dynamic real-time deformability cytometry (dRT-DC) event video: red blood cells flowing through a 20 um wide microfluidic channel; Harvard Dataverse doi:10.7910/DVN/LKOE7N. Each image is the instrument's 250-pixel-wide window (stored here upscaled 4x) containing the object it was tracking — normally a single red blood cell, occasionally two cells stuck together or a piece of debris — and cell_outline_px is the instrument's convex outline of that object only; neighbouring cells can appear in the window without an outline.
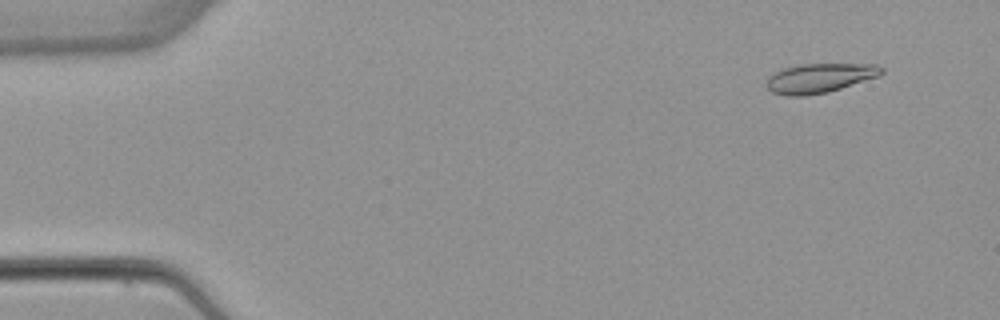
{"species": "common noctule bat (a hibernating species)", "species_latin": "Nyctalus noctula", "temperature_condition": "warm", "stored_images_in_passage": 4, "camera_frame_rate_fps": 3000, "um_per_image_px": 0.085, "animal": {"sex": "female", "body_mass_g": 22.7, "forearm_length_mm": 54.2}, "frame": {"image": 1, "passage_image": 2, "time_ms": 1.333, "image_size_px": [1000, 320], "cell_outline_px": [[884, 72], [880, 76], [828, 92], [804, 96], [788, 96], [772, 92], [764, 84], [768, 76], [784, 68], [800, 64], [876, 64], [884, 68]], "centroid_in_image_um": [69.67, 6.63], "position_along_channel_um": 15.3, "area_um2": 19.83}}
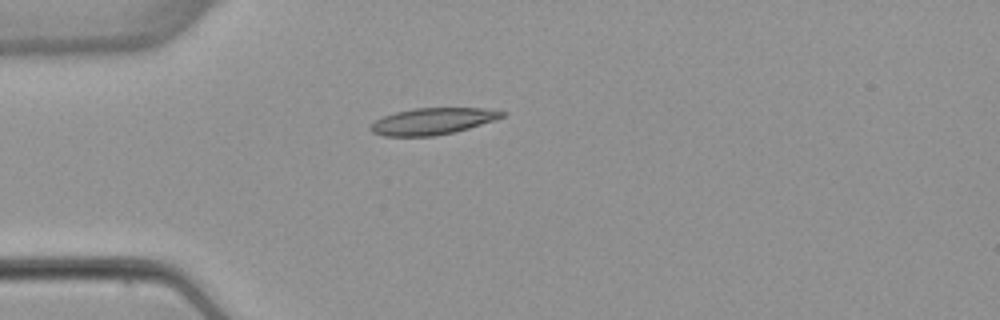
{"frame": {"image": 2, "passage_image": 4, "time_ms": 4.667, "image_size_px": [1000, 320], "cell_outline_px": [[504, 116], [496, 120], [468, 128], [452, 132], [432, 136], [384, 136], [372, 132], [368, 128], [376, 120], [384, 116], [396, 112], [412, 108], [480, 108], [504, 112]], "centroid_in_image_um": [36.74, 10.3], "position_along_channel_um": 48.3, "area_um2": 20.11}}